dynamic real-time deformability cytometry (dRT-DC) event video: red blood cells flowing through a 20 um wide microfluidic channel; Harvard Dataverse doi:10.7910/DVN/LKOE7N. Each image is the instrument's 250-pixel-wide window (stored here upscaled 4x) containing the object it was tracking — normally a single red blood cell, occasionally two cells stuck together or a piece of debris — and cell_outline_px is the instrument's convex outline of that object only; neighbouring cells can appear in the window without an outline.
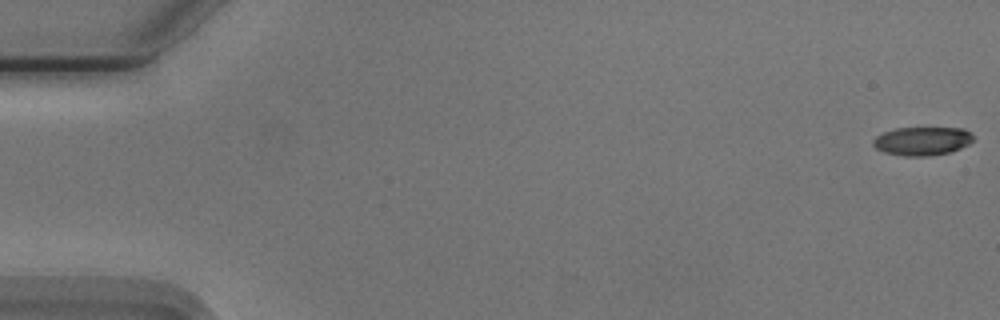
{"species": "Egyptian fruit bat (a non-hibernating species)", "species_latin": "Rousettus aegyptiacus", "temperature_condition": "cold", "stored_images_in_passage": 17, "camera_frame_rate_fps": 3000, "um_per_image_px": 0.085, "animal": {"sex": "male"}, "frame": {"image": 1, "passage_image": 1, "time_ms": 0.0, "image_size_px": [1000, 320], "cell_outline_px": [[972, 140], [968, 144], [960, 148], [948, 152], [928, 156], [904, 156], [884, 152], [876, 148], [872, 144], [872, 140], [876, 136], [884, 132], [896, 128], [964, 128], [972, 136]], "centroid_in_image_um": [78.34, 11.99], "position_along_channel_um": 6.7, "area_um2": 16.47}}